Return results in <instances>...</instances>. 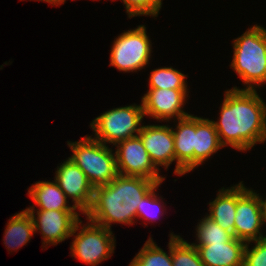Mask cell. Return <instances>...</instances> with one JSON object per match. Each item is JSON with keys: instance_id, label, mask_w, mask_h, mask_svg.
<instances>
[{"instance_id": "cell-1", "label": "cell", "mask_w": 266, "mask_h": 266, "mask_svg": "<svg viewBox=\"0 0 266 266\" xmlns=\"http://www.w3.org/2000/svg\"><path fill=\"white\" fill-rule=\"evenodd\" d=\"M223 146L240 151L266 140V104L255 90L225 91L219 121H213Z\"/></svg>"}, {"instance_id": "cell-2", "label": "cell", "mask_w": 266, "mask_h": 266, "mask_svg": "<svg viewBox=\"0 0 266 266\" xmlns=\"http://www.w3.org/2000/svg\"><path fill=\"white\" fill-rule=\"evenodd\" d=\"M158 183L140 176L118 174L109 184L94 188L87 220L111 230V223L133 224L141 199Z\"/></svg>"}, {"instance_id": "cell-3", "label": "cell", "mask_w": 266, "mask_h": 266, "mask_svg": "<svg viewBox=\"0 0 266 266\" xmlns=\"http://www.w3.org/2000/svg\"><path fill=\"white\" fill-rule=\"evenodd\" d=\"M233 41L230 67L248 85L245 90H255L266 83V29L254 25Z\"/></svg>"}, {"instance_id": "cell-4", "label": "cell", "mask_w": 266, "mask_h": 266, "mask_svg": "<svg viewBox=\"0 0 266 266\" xmlns=\"http://www.w3.org/2000/svg\"><path fill=\"white\" fill-rule=\"evenodd\" d=\"M68 146L73 151L69 158L85 173L94 188L109 184L119 174L116 154L91 136L77 142L69 141Z\"/></svg>"}, {"instance_id": "cell-5", "label": "cell", "mask_w": 266, "mask_h": 266, "mask_svg": "<svg viewBox=\"0 0 266 266\" xmlns=\"http://www.w3.org/2000/svg\"><path fill=\"white\" fill-rule=\"evenodd\" d=\"M143 105L113 108L92 120L90 127L95 132L93 139L107 145L138 136L143 120ZM136 133V134H134Z\"/></svg>"}, {"instance_id": "cell-6", "label": "cell", "mask_w": 266, "mask_h": 266, "mask_svg": "<svg viewBox=\"0 0 266 266\" xmlns=\"http://www.w3.org/2000/svg\"><path fill=\"white\" fill-rule=\"evenodd\" d=\"M89 222L91 223L83 225L80 232L74 235L82 221L79 220L76 223L71 234L75 238H73L70 249L75 259L78 258L90 266H96L114 252L115 238L111 230L92 221Z\"/></svg>"}, {"instance_id": "cell-7", "label": "cell", "mask_w": 266, "mask_h": 266, "mask_svg": "<svg viewBox=\"0 0 266 266\" xmlns=\"http://www.w3.org/2000/svg\"><path fill=\"white\" fill-rule=\"evenodd\" d=\"M146 27L139 25L128 30L114 40L110 54V64L119 71H139L148 64L151 57V41Z\"/></svg>"}, {"instance_id": "cell-8", "label": "cell", "mask_w": 266, "mask_h": 266, "mask_svg": "<svg viewBox=\"0 0 266 266\" xmlns=\"http://www.w3.org/2000/svg\"><path fill=\"white\" fill-rule=\"evenodd\" d=\"M240 182L236 185V216L234 237L247 242L262 239V209L259 194L245 188Z\"/></svg>"}, {"instance_id": "cell-9", "label": "cell", "mask_w": 266, "mask_h": 266, "mask_svg": "<svg viewBox=\"0 0 266 266\" xmlns=\"http://www.w3.org/2000/svg\"><path fill=\"white\" fill-rule=\"evenodd\" d=\"M116 154L117 170L123 176H140L162 183L159 168L152 162L139 136L118 142Z\"/></svg>"}, {"instance_id": "cell-10", "label": "cell", "mask_w": 266, "mask_h": 266, "mask_svg": "<svg viewBox=\"0 0 266 266\" xmlns=\"http://www.w3.org/2000/svg\"><path fill=\"white\" fill-rule=\"evenodd\" d=\"M26 210L32 217L35 233L41 231L45 245H56L71 237L76 223L80 220L79 213L75 211L37 209L36 218L35 206Z\"/></svg>"}, {"instance_id": "cell-11", "label": "cell", "mask_w": 266, "mask_h": 266, "mask_svg": "<svg viewBox=\"0 0 266 266\" xmlns=\"http://www.w3.org/2000/svg\"><path fill=\"white\" fill-rule=\"evenodd\" d=\"M55 181L66 195L72 198L74 207L85 213L90 209L94 187L88 181L85 173L68 157L55 172Z\"/></svg>"}, {"instance_id": "cell-12", "label": "cell", "mask_w": 266, "mask_h": 266, "mask_svg": "<svg viewBox=\"0 0 266 266\" xmlns=\"http://www.w3.org/2000/svg\"><path fill=\"white\" fill-rule=\"evenodd\" d=\"M147 91L141 99L144 116L169 121L172 117L178 120L190 115L182 110L188 96L187 89L149 88Z\"/></svg>"}, {"instance_id": "cell-13", "label": "cell", "mask_w": 266, "mask_h": 266, "mask_svg": "<svg viewBox=\"0 0 266 266\" xmlns=\"http://www.w3.org/2000/svg\"><path fill=\"white\" fill-rule=\"evenodd\" d=\"M138 136L152 162L158 168H167L175 161L174 137L168 125H143Z\"/></svg>"}, {"instance_id": "cell-14", "label": "cell", "mask_w": 266, "mask_h": 266, "mask_svg": "<svg viewBox=\"0 0 266 266\" xmlns=\"http://www.w3.org/2000/svg\"><path fill=\"white\" fill-rule=\"evenodd\" d=\"M173 132L176 168L174 173L184 175L194 170L195 116L178 119Z\"/></svg>"}, {"instance_id": "cell-15", "label": "cell", "mask_w": 266, "mask_h": 266, "mask_svg": "<svg viewBox=\"0 0 266 266\" xmlns=\"http://www.w3.org/2000/svg\"><path fill=\"white\" fill-rule=\"evenodd\" d=\"M246 242L233 237L227 243L195 246L204 266H243Z\"/></svg>"}, {"instance_id": "cell-16", "label": "cell", "mask_w": 266, "mask_h": 266, "mask_svg": "<svg viewBox=\"0 0 266 266\" xmlns=\"http://www.w3.org/2000/svg\"><path fill=\"white\" fill-rule=\"evenodd\" d=\"M222 147L213 121L195 116L194 168Z\"/></svg>"}, {"instance_id": "cell-17", "label": "cell", "mask_w": 266, "mask_h": 266, "mask_svg": "<svg viewBox=\"0 0 266 266\" xmlns=\"http://www.w3.org/2000/svg\"><path fill=\"white\" fill-rule=\"evenodd\" d=\"M28 195L41 210L76 211L74 206L67 205V197L55 180L35 183L29 188Z\"/></svg>"}, {"instance_id": "cell-18", "label": "cell", "mask_w": 266, "mask_h": 266, "mask_svg": "<svg viewBox=\"0 0 266 266\" xmlns=\"http://www.w3.org/2000/svg\"><path fill=\"white\" fill-rule=\"evenodd\" d=\"M210 214H207L219 226L229 231L234 236L235 216H236V185L229 189L224 187L219 190L215 200L209 203Z\"/></svg>"}, {"instance_id": "cell-19", "label": "cell", "mask_w": 266, "mask_h": 266, "mask_svg": "<svg viewBox=\"0 0 266 266\" xmlns=\"http://www.w3.org/2000/svg\"><path fill=\"white\" fill-rule=\"evenodd\" d=\"M35 233L34 223L31 215L25 209L20 213L14 214L9 219L4 234V244L10 251L18 250L24 246L31 239V236Z\"/></svg>"}, {"instance_id": "cell-20", "label": "cell", "mask_w": 266, "mask_h": 266, "mask_svg": "<svg viewBox=\"0 0 266 266\" xmlns=\"http://www.w3.org/2000/svg\"><path fill=\"white\" fill-rule=\"evenodd\" d=\"M169 255L158 247L151 237L145 242L143 248L133 258L129 266H173L171 256V237L169 239Z\"/></svg>"}, {"instance_id": "cell-21", "label": "cell", "mask_w": 266, "mask_h": 266, "mask_svg": "<svg viewBox=\"0 0 266 266\" xmlns=\"http://www.w3.org/2000/svg\"><path fill=\"white\" fill-rule=\"evenodd\" d=\"M196 232L198 244L192 243L194 246L227 243L234 237L229 231L223 230L219 224L207 215L198 223Z\"/></svg>"}, {"instance_id": "cell-22", "label": "cell", "mask_w": 266, "mask_h": 266, "mask_svg": "<svg viewBox=\"0 0 266 266\" xmlns=\"http://www.w3.org/2000/svg\"><path fill=\"white\" fill-rule=\"evenodd\" d=\"M171 237V256L173 266H204L194 245L173 233Z\"/></svg>"}, {"instance_id": "cell-23", "label": "cell", "mask_w": 266, "mask_h": 266, "mask_svg": "<svg viewBox=\"0 0 266 266\" xmlns=\"http://www.w3.org/2000/svg\"><path fill=\"white\" fill-rule=\"evenodd\" d=\"M187 76L172 67H161L150 74L149 87L157 89H187Z\"/></svg>"}, {"instance_id": "cell-24", "label": "cell", "mask_w": 266, "mask_h": 266, "mask_svg": "<svg viewBox=\"0 0 266 266\" xmlns=\"http://www.w3.org/2000/svg\"><path fill=\"white\" fill-rule=\"evenodd\" d=\"M128 17L149 15L156 17L162 7V0H122Z\"/></svg>"}, {"instance_id": "cell-25", "label": "cell", "mask_w": 266, "mask_h": 266, "mask_svg": "<svg viewBox=\"0 0 266 266\" xmlns=\"http://www.w3.org/2000/svg\"><path fill=\"white\" fill-rule=\"evenodd\" d=\"M160 186V183L154 186L142 199L141 202L137 206L136 210V217L146 220H155L158 215L161 213V209L163 208V205H161V202L159 200V197L157 198V194L155 191L157 190V187ZM160 205V206H159ZM156 207L157 208V217L155 216L156 213ZM152 208V209H151ZM154 213V215H153ZM156 213V214H155Z\"/></svg>"}, {"instance_id": "cell-26", "label": "cell", "mask_w": 266, "mask_h": 266, "mask_svg": "<svg viewBox=\"0 0 266 266\" xmlns=\"http://www.w3.org/2000/svg\"><path fill=\"white\" fill-rule=\"evenodd\" d=\"M254 242L252 249H249L250 242L246 243L243 266H266V237Z\"/></svg>"}, {"instance_id": "cell-27", "label": "cell", "mask_w": 266, "mask_h": 266, "mask_svg": "<svg viewBox=\"0 0 266 266\" xmlns=\"http://www.w3.org/2000/svg\"><path fill=\"white\" fill-rule=\"evenodd\" d=\"M260 201H261V209H262V224H265L266 222V199L264 200L260 196Z\"/></svg>"}, {"instance_id": "cell-28", "label": "cell", "mask_w": 266, "mask_h": 266, "mask_svg": "<svg viewBox=\"0 0 266 266\" xmlns=\"http://www.w3.org/2000/svg\"><path fill=\"white\" fill-rule=\"evenodd\" d=\"M38 1L48 2L52 5H57V6L65 3V0H38Z\"/></svg>"}]
</instances>
